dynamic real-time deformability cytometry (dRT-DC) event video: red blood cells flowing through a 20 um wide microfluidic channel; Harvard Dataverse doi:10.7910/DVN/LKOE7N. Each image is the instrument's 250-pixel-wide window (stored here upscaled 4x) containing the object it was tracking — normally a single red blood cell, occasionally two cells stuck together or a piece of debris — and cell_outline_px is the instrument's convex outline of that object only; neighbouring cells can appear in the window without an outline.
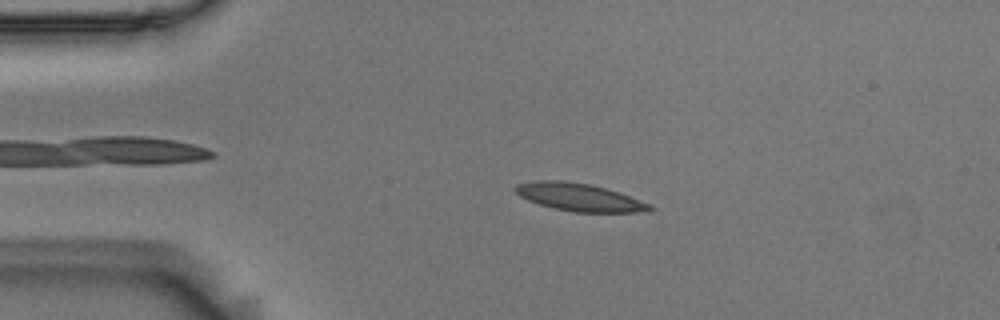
{"species": "Egyptian fruit bat (a non-hibernating species)", "species_latin": "Rousettus aegyptiacus", "temperature_condition": "room temperature", "stored_images_in_passage": 54, "camera_frame_rate_fps": 3000, "um_per_image_px": 0.085, "animal": {"sex": "male"}, "frame": {"image": 1, "passage_image": 11, "time_ms": 3.333, "image_size_px": [1000, 320], "cell_outline_px": [[656, 208], [652, 212], [572, 212], [540, 204], [528, 200], [520, 196], [516, 192], [516, 184], [532, 180], [560, 180], [592, 184], [608, 188], [620, 192], [652, 204]], "centroid_in_image_um": [49.33, 16.76], "position_along_channel_um": 35.7, "area_um2": 22.02}}
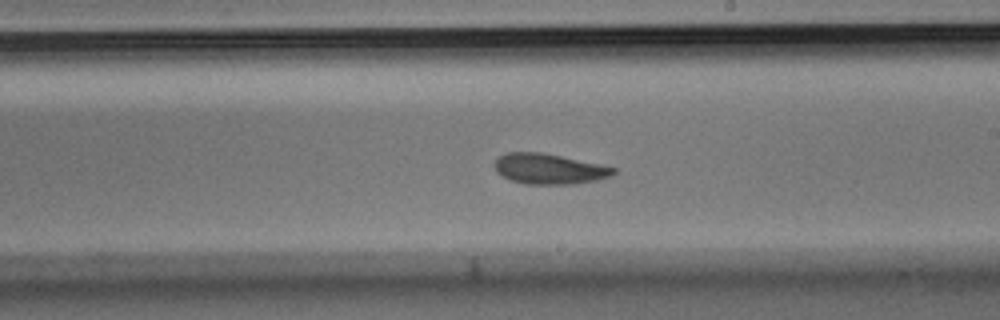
{"frame": {"image": 2, "passage_image": 31, "time_ms": 10.0, "image_size_px": [1000, 320], "cell_outline_px": [[616, 172], [612, 176], [596, 180], [572, 184], [524, 184], [512, 180], [496, 172], [492, 164], [500, 156], [508, 152], [540, 152], [600, 164], [616, 168]], "centroid_in_image_um": [46.66, 14.36], "position_along_channel_um": 242.3, "area_um2": 20.98}}
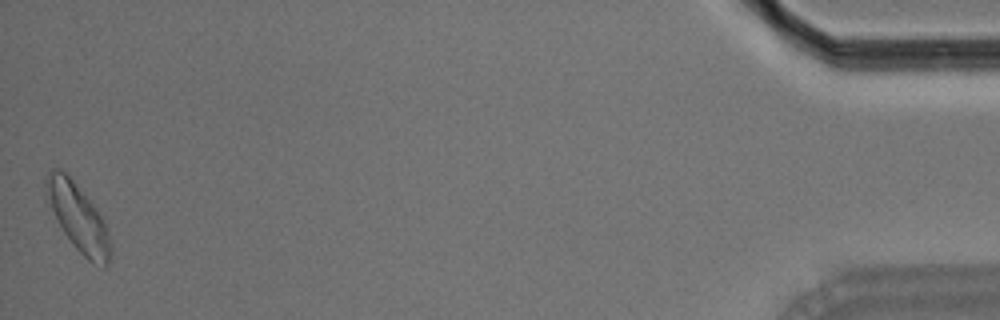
{"frame": {"image": 3, "passage_image": 54, "time_ms": 17.667, "image_size_px": [1000, 320], "cell_outline_px": [[112, 252], [108, 264], [104, 268], [92, 264], [72, 244], [64, 232], [44, 200], [44, 180], [48, 172], [52, 168], [60, 168], [72, 180], [104, 216], [108, 228], [112, 248]], "centroid_in_image_um": [6.64, 18.5], "position_along_channel_um": 428.6, "area_um2": 26.01}, "authors_computed_cell_mechanics": {"area_um2": 21.5016, "velocity_mm_per_s": 3.6392, "shape_relaxation_time_tau1_ms": 3.5244, "shape_relaxation_time_tau2_ms": 5.5207, "deformation_change_tau1": 0.1377, "deformation_change_tau2": 0.1043}}